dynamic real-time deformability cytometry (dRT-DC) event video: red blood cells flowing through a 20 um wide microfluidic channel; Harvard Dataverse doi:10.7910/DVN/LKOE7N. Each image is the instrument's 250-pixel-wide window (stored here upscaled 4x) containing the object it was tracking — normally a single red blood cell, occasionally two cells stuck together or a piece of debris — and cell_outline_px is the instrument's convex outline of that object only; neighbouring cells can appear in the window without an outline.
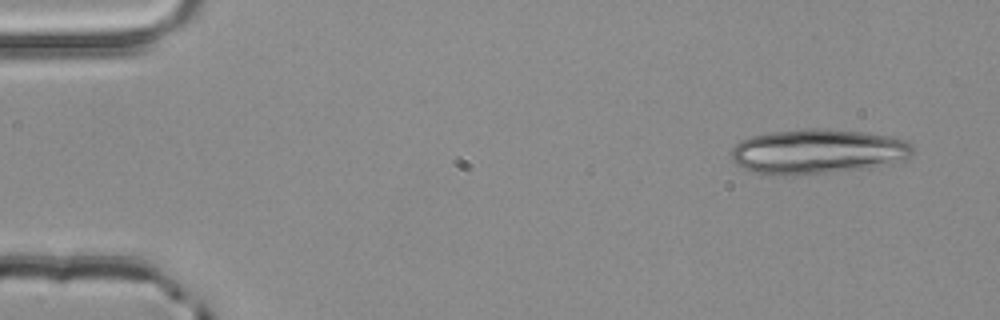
{"species": "common noctule bat (a hibernating species)", "species_latin": "Nyctalus noctula", "temperature_condition": "room temperature", "stored_images_in_passage": 3, "camera_frame_rate_fps": 3000, "um_per_image_px": 0.085, "animal": {"sex": "male", "body_mass_g": 20.4}, "frame": {"image": 1, "passage_image": 1, "time_ms": 0.0, "image_size_px": [1000, 320], "cell_outline_px": [[912, 152], [904, 160], [884, 164], [860, 168], [828, 172], [792, 176], [760, 176], [736, 164], [732, 160], [732, 148], [740, 140], [752, 136], [772, 132], [800, 128], [824, 128], [864, 132], [888, 136], [904, 140], [912, 144]], "centroid_in_image_um": [69.4, 12.88], "position_along_channel_um": 15.6, "area_um2": 47.51}}